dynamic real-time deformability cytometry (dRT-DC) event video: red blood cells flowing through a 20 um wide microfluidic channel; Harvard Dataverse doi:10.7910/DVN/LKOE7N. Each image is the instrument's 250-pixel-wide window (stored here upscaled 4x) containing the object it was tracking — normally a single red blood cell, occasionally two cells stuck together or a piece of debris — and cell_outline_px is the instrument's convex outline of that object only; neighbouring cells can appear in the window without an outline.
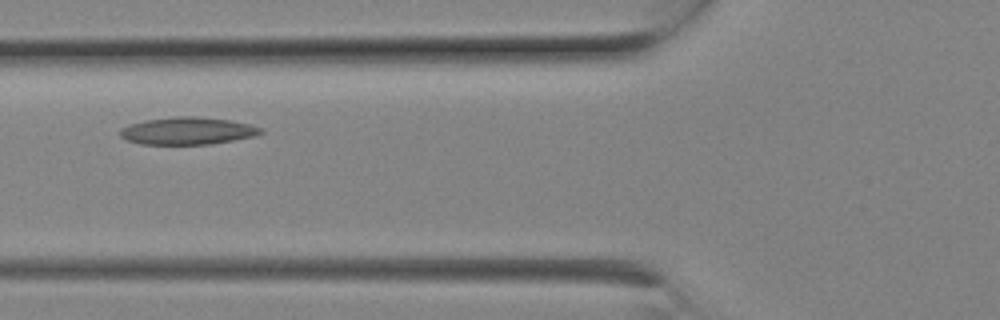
{"species": "Egyptian fruit bat (a non-hibernating species)", "species_latin": "Rousettus aegyptiacus", "temperature_condition": "room temperature", "stored_images_in_passage": 6, "camera_frame_rate_fps": 3000, "um_per_image_px": 0.085, "animal": {"sex": "female"}, "frame": {"image": 1, "passage_image": 4, "time_ms": 1.0, "image_size_px": [1000, 320], "cell_outline_px": [[264, 132], [256, 136], [212, 144], [140, 144], [128, 140], [120, 136], [120, 128], [128, 124], [144, 120], [176, 116], [192, 116], [228, 120], [248, 124], [260, 128]], "centroid_in_image_um": [15.91, 11.12], "position_along_channel_um": 109.9, "area_um2": 22.37}}
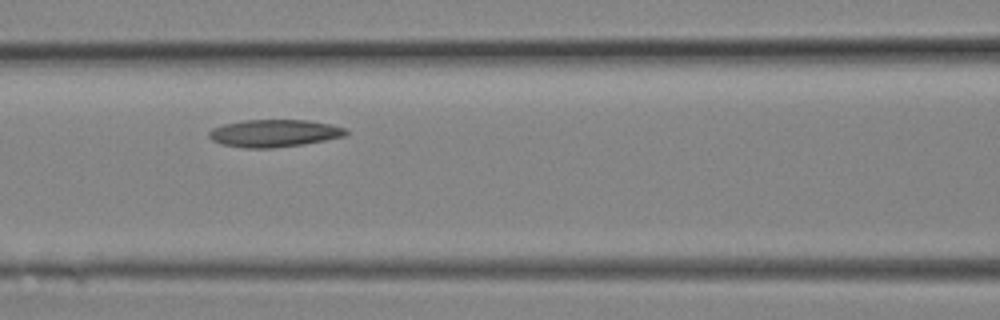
{"frame": {"image": 2, "passage_image": 5, "time_ms": 1.333, "image_size_px": [1000, 320], "cell_outline_px": [[348, 132], [344, 136], [304, 144], [272, 148], [244, 148], [220, 144], [212, 140], [208, 136], [208, 132], [212, 128], [224, 124], [244, 120], [308, 120], [332, 124], [348, 128]], "centroid_in_image_um": [23.3, 11.32], "position_along_channel_um": 143.3, "area_um2": 22.02}}
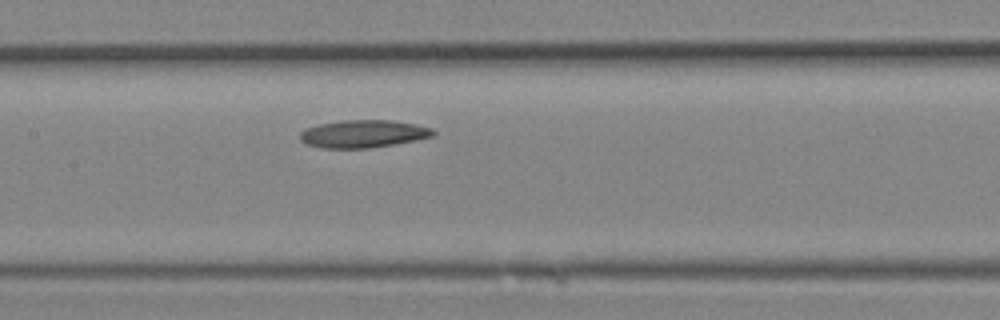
{"frame": {"image": 3, "passage_image": 6, "time_ms": 1.667, "image_size_px": [1000, 320], "cell_outline_px": [[436, 132], [432, 136], [416, 140], [368, 148], [320, 148], [308, 144], [300, 140], [300, 132], [304, 128], [320, 124], [344, 120], [392, 120], [416, 124], [432, 128]], "centroid_in_image_um": [30.86, 11.37], "position_along_channel_um": 176.5, "area_um2": 21.39}}